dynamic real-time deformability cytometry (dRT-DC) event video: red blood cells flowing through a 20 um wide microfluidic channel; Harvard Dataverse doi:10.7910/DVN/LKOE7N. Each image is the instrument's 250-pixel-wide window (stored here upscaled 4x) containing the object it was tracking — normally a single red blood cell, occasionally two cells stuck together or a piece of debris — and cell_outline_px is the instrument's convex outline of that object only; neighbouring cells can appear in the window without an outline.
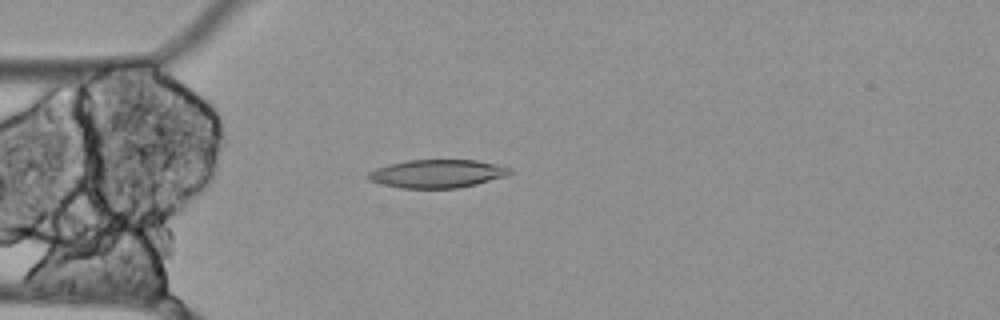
{"species": "Egyptian fruit bat (a non-hibernating species)", "species_latin": "Rousettus aegyptiacus", "temperature_condition": "cold", "stored_images_in_passage": 56, "camera_frame_rate_fps": 3000, "um_per_image_px": 0.085, "animal": {"sex": "female"}, "frame": {"image": 1, "passage_image": 15, "time_ms": 4.667, "image_size_px": [1000, 320], "cell_outline_px": [[512, 172], [508, 176], [476, 184], [456, 188], [400, 188], [380, 184], [368, 180], [364, 176], [368, 172], [376, 168], [388, 164], [408, 160], [476, 160], [496, 164], [512, 168]], "centroid_in_image_um": [37.14, 14.76], "position_along_channel_um": 47.9, "area_um2": 23.52}}
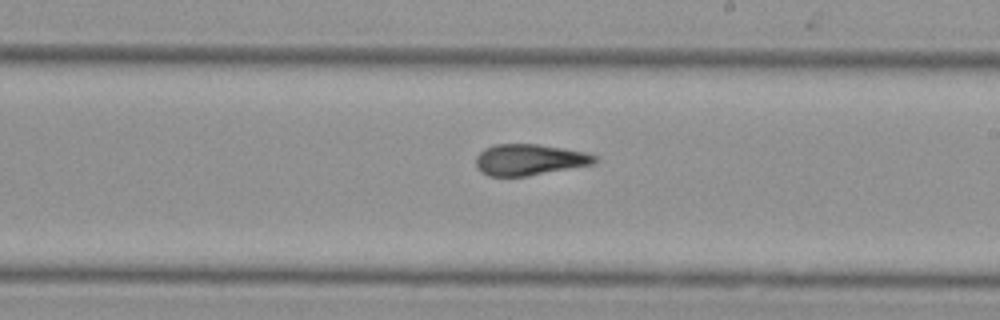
{"frame": {"image": 2, "passage_image": 32, "time_ms": 10.333, "image_size_px": [1000, 320], "cell_outline_px": [[600, 160], [596, 164], [528, 176], [488, 176], [480, 172], [476, 168], [476, 156], [484, 148], [496, 144], [540, 144], [588, 152], [596, 156]], "centroid_in_image_um": [45.04, 13.57], "position_along_channel_um": 244.0, "area_um2": 22.02}}
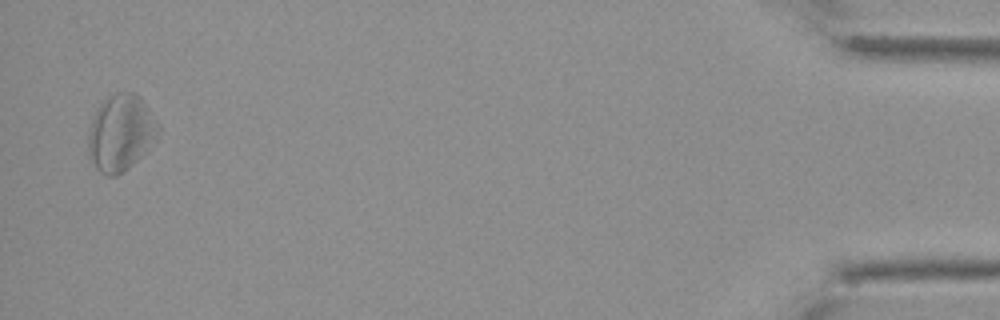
{"frame": {"image": 3, "passage_image": 55, "time_ms": 18.0, "image_size_px": [1000, 320], "cell_outline_px": [[160, 128], [140, 156], [124, 172], [116, 176], [108, 176], [100, 172], [96, 168], [88, 156], [88, 132], [92, 116], [96, 108], [108, 96], [116, 92], [132, 92], [140, 96], [160, 124]], "centroid_in_image_um": [10.21, 11.26], "position_along_channel_um": 425.0, "area_um2": 30.98}, "authors_computed_cell_mechanics": {"area_um2": 23.8136, "velocity_mm_per_s": 3.4793, "shape_relaxation_time_tau1_ms": null, "shape_relaxation_time_tau2_ms": 3.6721, "deformation_change_tau1": null, "deformation_change_tau2": 0.1516}}